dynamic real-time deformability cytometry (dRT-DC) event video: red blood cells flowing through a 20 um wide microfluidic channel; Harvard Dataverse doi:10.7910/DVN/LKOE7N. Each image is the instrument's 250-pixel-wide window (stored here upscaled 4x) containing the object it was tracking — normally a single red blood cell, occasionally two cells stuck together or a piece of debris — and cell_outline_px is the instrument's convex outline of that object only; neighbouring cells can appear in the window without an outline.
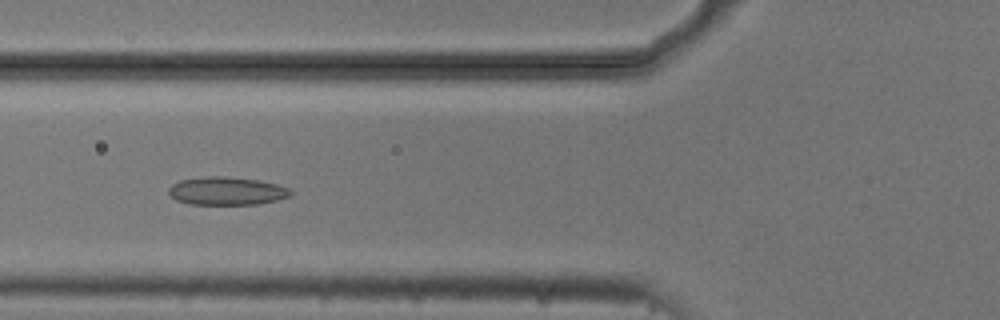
{"species": "common noctule bat (a hibernating species)", "species_latin": "Nyctalus noctula", "temperature_condition": "cold", "stored_images_in_passage": 53, "camera_frame_rate_fps": 3000, "um_per_image_px": 0.085, "animal": {"sex": "male", "body_mass_g": 20.5, "forearm_length_mm": 52.5}, "frame": {"image": 1, "passage_image": 19, "time_ms": 6.0, "image_size_px": [1000, 320], "cell_outline_px": [[292, 196], [260, 204], [188, 204], [176, 200], [168, 192], [168, 188], [172, 184], [180, 180], [208, 176], [224, 176], [256, 180], [276, 184], [288, 188], [292, 192]], "centroid_in_image_um": [19.26, 16.24], "position_along_channel_um": 106.5, "area_um2": 19.88}}
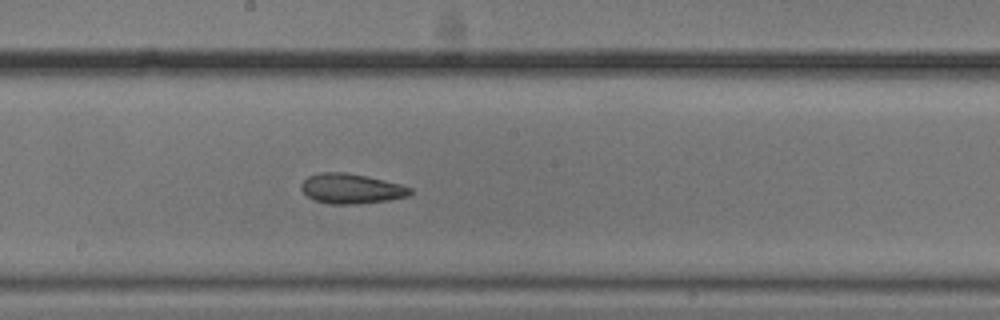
{"frame": {"image": 2, "passage_image": 28, "time_ms": 9.0, "image_size_px": [1000, 320], "cell_outline_px": [[412, 192], [408, 196], [388, 200], [360, 204], [328, 204], [316, 200], [308, 196], [300, 188], [300, 184], [308, 176], [316, 172], [344, 172], [384, 180], [400, 184], [412, 188]], "centroid_in_image_um": [29.84, 16.03], "position_along_channel_um": 218.4, "area_um2": 19.02}}
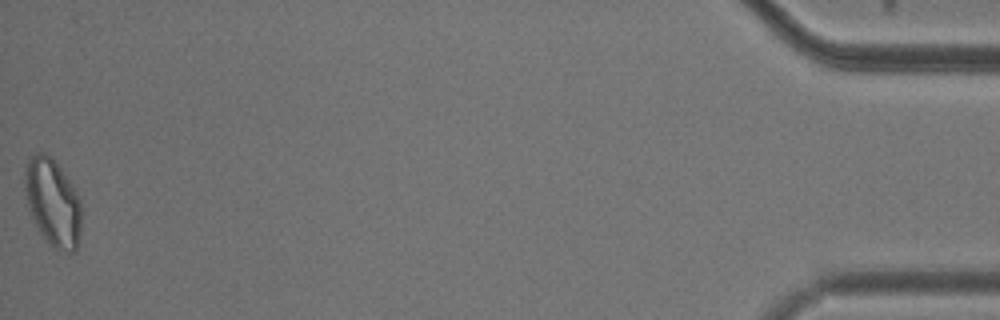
{"frame": {"image": 3, "passage_image": 53, "time_ms": 17.333, "image_size_px": [1000, 320], "cell_outline_px": [[80, 232], [76, 252], [68, 252], [56, 248], [44, 236], [36, 224], [28, 208], [24, 188], [24, 172], [28, 156], [36, 152], [44, 152], [52, 156], [76, 192], [80, 200]], "centroid_in_image_um": [4.46, 17.14], "position_along_channel_um": 430.7, "area_um2": 28.55}, "authors_computed_cell_mechanics": {"area_um2": 21.3282, "velocity_mm_per_s": 3.7102, "shape_relaxation_time_tau1_ms": 5.4891, "shape_relaxation_time_tau2_ms": 2.7744, "deformation_change_tau1": 0.1262, "deformation_change_tau2": 0.0978}}